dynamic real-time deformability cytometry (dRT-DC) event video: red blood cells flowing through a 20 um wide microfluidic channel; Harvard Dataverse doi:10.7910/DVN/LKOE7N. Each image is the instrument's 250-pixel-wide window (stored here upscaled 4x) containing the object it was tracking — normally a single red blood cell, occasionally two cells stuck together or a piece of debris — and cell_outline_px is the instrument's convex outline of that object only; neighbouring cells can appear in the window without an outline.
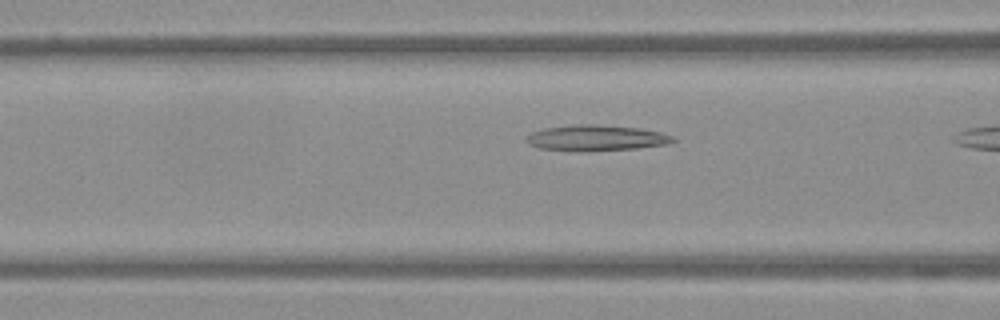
{"species": "Egyptian fruit bat (a non-hibernating species)", "species_latin": "Rousettus aegyptiacus", "temperature_condition": "warm", "stored_images_in_passage": 9, "camera_frame_rate_fps": 3000, "um_per_image_px": 0.085, "frame": {"image": 1, "passage_image": 8, "time_ms": 2.333, "image_size_px": [1000, 320], "cell_outline_px": [[676, 140], [668, 144], [636, 148], [540, 148], [528, 144], [524, 140], [524, 136], [532, 132], [544, 128], [576, 124], [596, 124], [640, 128], [660, 132], [672, 136]], "centroid_in_image_um": [50.68, 11.66], "position_along_channel_um": 115.9, "area_um2": 20.87}}